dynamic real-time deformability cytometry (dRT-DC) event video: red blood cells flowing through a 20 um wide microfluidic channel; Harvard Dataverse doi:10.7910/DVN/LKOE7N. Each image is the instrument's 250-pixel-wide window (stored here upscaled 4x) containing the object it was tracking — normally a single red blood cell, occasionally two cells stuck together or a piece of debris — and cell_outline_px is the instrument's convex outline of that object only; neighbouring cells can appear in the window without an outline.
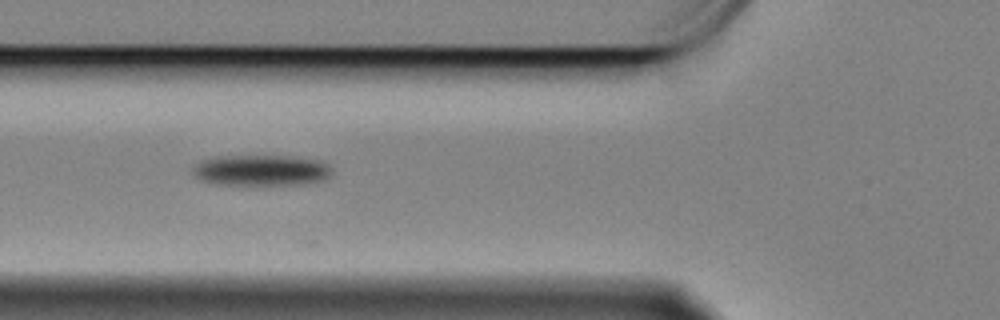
{"species": "Egyptian fruit bat (a non-hibernating species)", "species_latin": "Rousettus aegyptiacus", "temperature_condition": "cold", "stored_images_in_passage": 12, "camera_frame_rate_fps": 3000, "um_per_image_px": 0.085, "animal": {"sex": "female"}, "frame": {"image": 1, "passage_image": 5, "time_ms": 1.333, "image_size_px": [1000, 320], "cell_outline_px": [[332, 172], [324, 180], [304, 184], [212, 184], [200, 180], [192, 172], [192, 168], [200, 160], [216, 156], [292, 156], [320, 160], [328, 164], [332, 168]], "centroid_in_image_um": [22.19, 14.46], "position_along_channel_um": 103.6, "area_um2": 25.2}}